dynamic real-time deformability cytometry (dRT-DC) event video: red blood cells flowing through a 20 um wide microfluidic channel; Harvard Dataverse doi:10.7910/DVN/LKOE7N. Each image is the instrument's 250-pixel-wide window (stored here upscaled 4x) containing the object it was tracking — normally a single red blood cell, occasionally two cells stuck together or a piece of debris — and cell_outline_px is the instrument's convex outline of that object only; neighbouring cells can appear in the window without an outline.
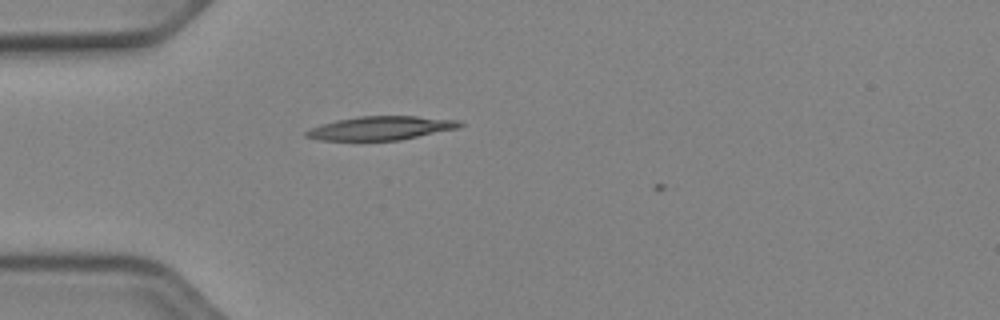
{"species": "Egyptian fruit bat (a non-hibernating species)", "species_latin": "Rousettus aegyptiacus", "temperature_condition": "cold", "stored_images_in_passage": 5, "camera_frame_rate_fps": 3000, "um_per_image_px": 0.085, "animal": {"sex": "female"}, "frame": {"image": 1, "passage_image": 4, "time_ms": 1.0, "image_size_px": [1000, 320], "cell_outline_px": [[464, 124], [460, 128], [400, 140], [316, 140], [304, 136], [304, 132], [312, 128], [336, 120], [356, 116], [416, 116], [460, 120]], "centroid_in_image_um": [32.41, 10.89], "position_along_channel_um": 52.6, "area_um2": 21.27}}